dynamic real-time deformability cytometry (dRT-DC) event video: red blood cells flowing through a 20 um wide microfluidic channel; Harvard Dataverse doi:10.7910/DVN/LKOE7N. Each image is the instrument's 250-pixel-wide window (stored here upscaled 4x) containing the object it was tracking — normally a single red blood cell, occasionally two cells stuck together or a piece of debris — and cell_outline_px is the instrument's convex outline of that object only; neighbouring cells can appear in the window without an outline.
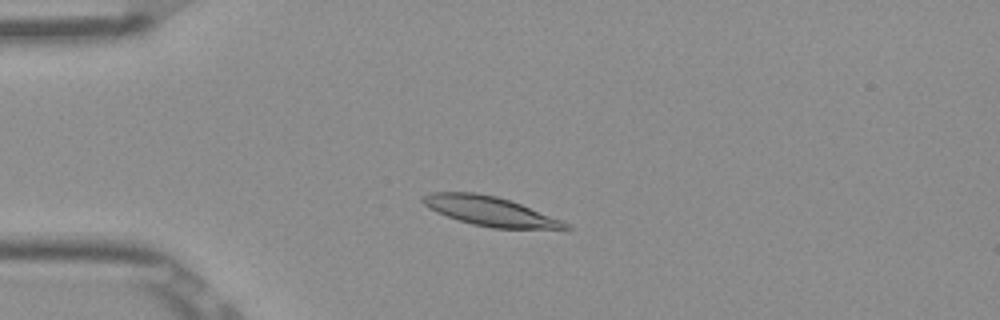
{"species": "Egyptian fruit bat (a non-hibernating species)", "species_latin": "Rousettus aegyptiacus", "temperature_condition": "room temperature", "stored_images_in_passage": 50, "camera_frame_rate_fps": 3000, "um_per_image_px": 0.085, "frame": {"image": 1, "passage_image": 11, "time_ms": 3.333, "image_size_px": [1000, 320], "cell_outline_px": [[572, 228], [568, 232], [492, 228], [472, 224], [436, 212], [428, 208], [420, 200], [420, 196], [432, 192], [476, 192], [496, 196], [512, 200], [560, 220], [568, 224]], "centroid_in_image_um": [41.78, 17.99], "position_along_channel_um": 43.2, "area_um2": 25.26}}
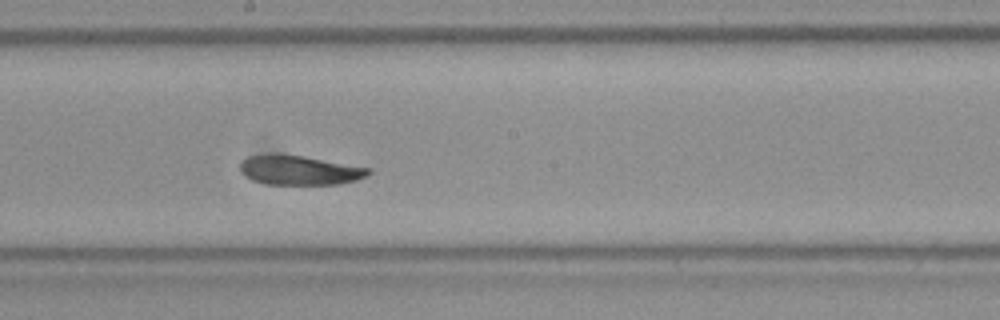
{"frame": {"image": 2, "passage_image": 27, "time_ms": 8.667, "image_size_px": [1000, 320], "cell_outline_px": [[372, 172], [368, 176], [356, 180], [340, 184], [264, 184], [252, 180], [244, 176], [240, 172], [240, 164], [248, 156], [272, 152], [276, 152], [304, 156], [368, 168]], "centroid_in_image_um": [25.39, 14.45], "position_along_channel_um": 222.8, "area_um2": 22.31}}
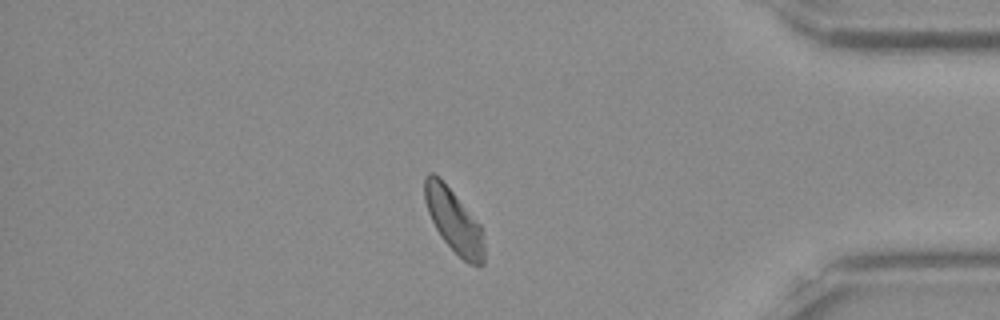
{"frame": {"image": 3, "passage_image": 43, "time_ms": 14.0, "image_size_px": [1000, 320], "cell_outline_px": [[484, 264], [468, 264], [440, 236], [428, 212], [424, 200], [424, 176], [428, 172], [432, 172], [440, 176], [480, 224], [484, 232]], "centroid_in_image_um": [38.57, 18.71], "position_along_channel_um": 396.6, "area_um2": 22.02}, "authors_computed_cell_mechanics": {"area_um2": 23.0622, "velocity_mm_per_s": 3.8435, "shape_relaxation_time_tau1_ms": 4.295, "shape_relaxation_time_tau2_ms": 3.398, "deformation_change_tau1": 0.1129, "deformation_change_tau2": 0.0705}}